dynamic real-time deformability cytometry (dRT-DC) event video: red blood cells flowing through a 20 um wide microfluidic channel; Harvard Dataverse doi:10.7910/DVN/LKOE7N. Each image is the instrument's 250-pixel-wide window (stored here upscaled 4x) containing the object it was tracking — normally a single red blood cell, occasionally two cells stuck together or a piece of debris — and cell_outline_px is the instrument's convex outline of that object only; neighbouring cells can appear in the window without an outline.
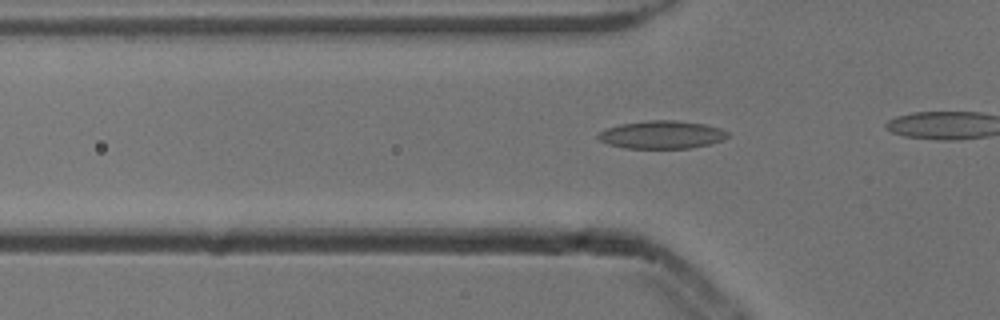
{"species": "common noctule bat (a hibernating species)", "species_latin": "Nyctalus noctula", "temperature_condition": "cold", "stored_images_in_passage": 29, "camera_frame_rate_fps": 3000, "um_per_image_px": 0.085, "animal": {"sex": "male", "body_mass_g": 13.3}, "frame": {"image": 1, "passage_image": 5, "time_ms": 1.333, "image_size_px": [1000, 320], "cell_outline_px": [[728, 136], [724, 140], [692, 148], [624, 148], [608, 144], [600, 140], [596, 136], [600, 132], [608, 128], [620, 124], [648, 120], [672, 120], [704, 124], [720, 128], [728, 132]], "centroid_in_image_um": [56.26, 11.45], "position_along_channel_um": 69.5, "area_um2": 20.98}}
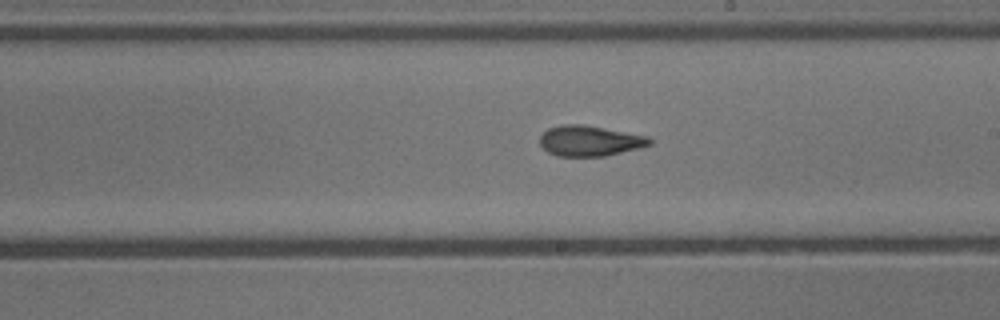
{"frame": {"image": 2, "passage_image": 18, "time_ms": 5.667, "image_size_px": [1000, 320], "cell_outline_px": [[652, 144], [640, 148], [604, 156], [556, 156], [548, 152], [540, 144], [540, 136], [548, 128], [564, 124], [580, 124], [648, 136], [652, 140]], "centroid_in_image_um": [50.13, 11.98], "position_along_channel_um": 238.9, "area_um2": 19.36}}
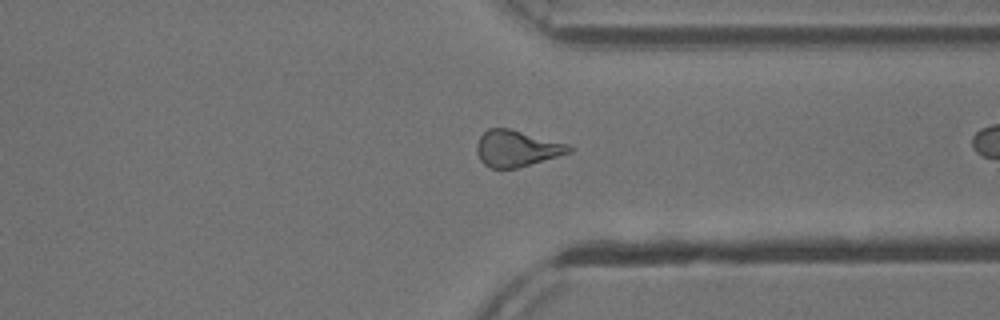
{"frame": {"image": 3, "passage_image": 28, "time_ms": 9.0, "image_size_px": [1000, 320], "cell_outline_px": [[572, 152], [516, 168], [492, 168], [484, 164], [480, 160], [476, 152], [476, 144], [480, 136], [488, 128], [508, 128], [568, 144], [572, 148]], "centroid_in_image_um": [43.88, 12.62], "position_along_channel_um": 367.5, "area_um2": 19.31}}